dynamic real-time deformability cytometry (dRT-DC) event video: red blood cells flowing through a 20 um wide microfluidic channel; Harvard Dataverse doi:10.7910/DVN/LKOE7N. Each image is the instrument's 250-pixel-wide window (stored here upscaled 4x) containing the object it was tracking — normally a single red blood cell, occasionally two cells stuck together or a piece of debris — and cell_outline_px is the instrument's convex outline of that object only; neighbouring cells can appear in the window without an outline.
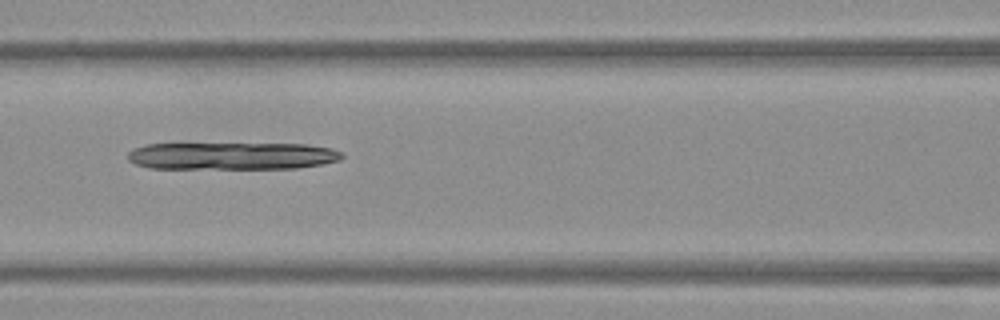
{"species": "Egyptian fruit bat (a non-hibernating species)", "species_latin": "Rousettus aegyptiacus", "temperature_condition": "warm", "stored_images_in_passage": 52, "camera_frame_rate_fps": 3000, "um_per_image_px": 0.085, "frame": {"image": 1, "passage_image": 23, "time_ms": 7.333, "image_size_px": [1000, 320], "cell_outline_px": [[344, 156], [340, 160], [320, 164], [296, 168], [148, 168], [136, 164], [128, 160], [128, 152], [132, 148], [144, 144], [308, 144], [332, 148], [344, 152]], "centroid_in_image_um": [19.73, 13.24], "position_along_channel_um": 146.9, "area_um2": 34.22}}
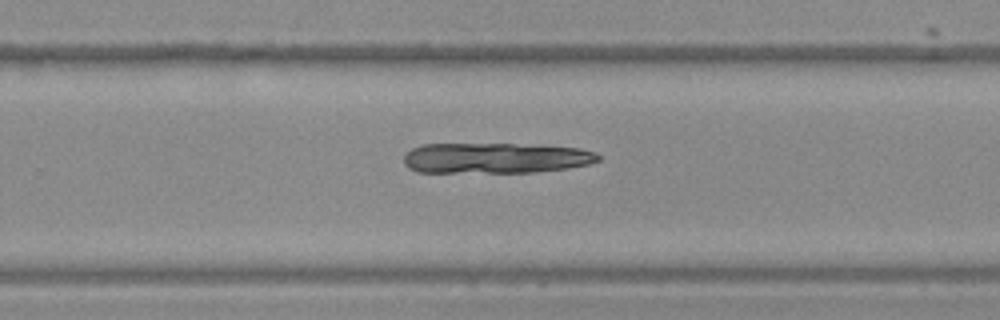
{"frame": {"image": 2, "passage_image": 34, "time_ms": 11.0, "image_size_px": [1000, 320], "cell_outline_px": [[600, 160], [588, 164], [568, 168], [536, 172], [416, 172], [408, 168], [404, 164], [404, 156], [412, 148], [424, 144], [512, 144], [580, 148], [596, 152], [600, 156]], "centroid_in_image_um": [42.11, 13.44], "position_along_channel_um": 287.7, "area_um2": 34.56}}
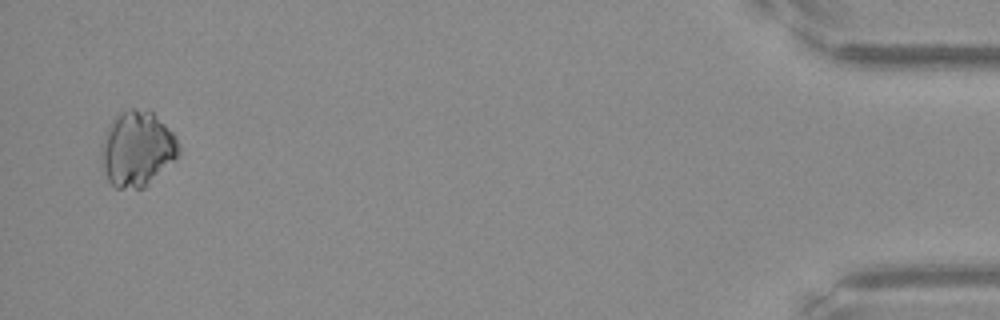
{"frame": {"image": 3, "passage_image": 51, "time_ms": 16.667, "image_size_px": [1000, 320], "cell_outline_px": [[180, 156], [176, 160], [144, 188], [116, 188], [108, 180], [100, 168], [100, 144], [108, 124], [120, 112], [128, 108], [136, 108], [152, 112], [176, 136], [180, 144]], "centroid_in_image_um": [11.63, 12.66], "position_along_channel_um": 423.6, "area_um2": 34.68}}